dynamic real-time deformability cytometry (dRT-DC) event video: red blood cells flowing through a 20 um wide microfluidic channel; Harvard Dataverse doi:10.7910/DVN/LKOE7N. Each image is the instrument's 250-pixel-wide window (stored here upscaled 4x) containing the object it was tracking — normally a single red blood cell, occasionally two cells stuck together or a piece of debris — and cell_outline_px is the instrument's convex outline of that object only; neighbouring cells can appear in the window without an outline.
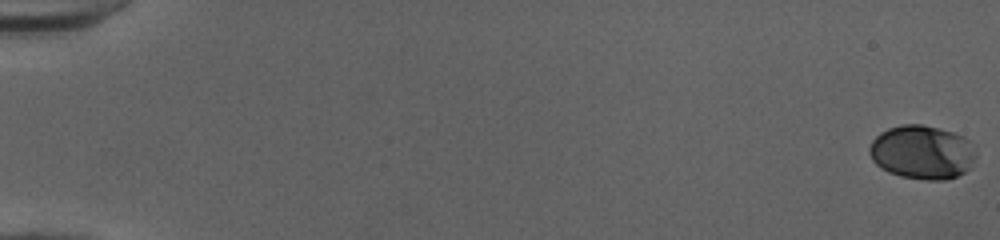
{"species": "human", "species_latin": "Homo sapiens", "temperature_condition": "cold", "stored_images_in_passage": 53, "camera_frame_rate_fps": 3000, "um_per_image_px": 0.085, "donor": {"sex": "female"}, "frame": {"image": 1, "passage_image": 1, "time_ms": 0.0, "image_size_px": [1000, 240], "cell_outline_px": [[976, 156], [968, 168], [964, 172], [956, 176], [944, 180], [924, 180], [900, 176], [888, 172], [876, 164], [872, 160], [868, 152], [868, 148], [872, 140], [880, 132], [888, 128], [900, 124], [920, 124], [940, 128], [964, 136], [968, 140], [976, 152]], "centroid_in_image_um": [78.35, 12.93], "position_along_channel_um": 6.7, "area_um2": 33.58}}
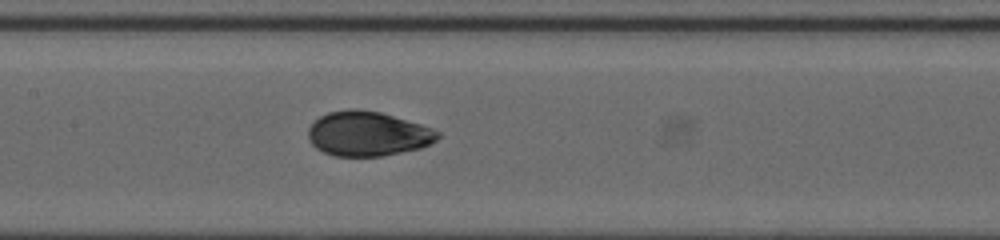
{"frame": {"image": 2, "passage_image": 28, "time_ms": 9.0, "image_size_px": [1000, 240], "cell_outline_px": [[440, 136], [436, 140], [420, 148], [380, 156], [332, 156], [316, 148], [308, 140], [308, 128], [320, 116], [328, 112], [352, 108], [356, 108], [380, 112], [420, 124], [432, 128], [440, 132]], "centroid_in_image_um": [31.23, 11.36], "position_along_channel_um": 176.2, "area_um2": 33.58}}
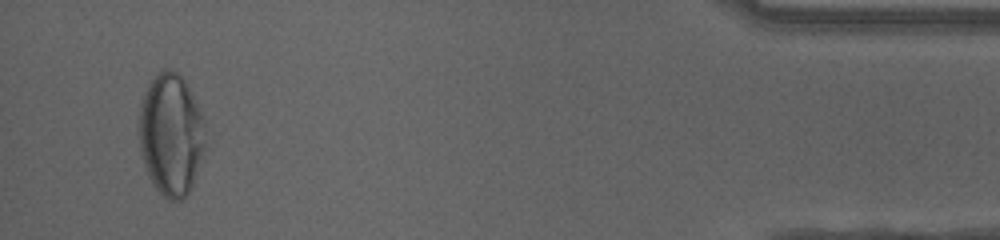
{"frame": {"image": 3, "passage_image": 51, "time_ms": 16.667, "image_size_px": [1000, 240], "cell_outline_px": [[204, 148], [192, 188], [180, 200], [168, 200], [152, 184], [144, 168], [140, 152], [140, 100], [148, 84], [164, 68], [168, 68], [176, 72], [184, 80], [204, 120]], "centroid_in_image_um": [14.51, 11.46], "position_along_channel_um": 420.7, "area_um2": 46.76}, "authors_computed_cell_mechanics": {"area_um2": 33.5818, "velocity_mm_per_s": 4.034, "shape_relaxation_time_tau1_ms": 5.3479, "shape_relaxation_time_tau2_ms": 0.7196, "deformation_change_tau1": 0.1756, "deformation_change_tau2": 0.0375}}